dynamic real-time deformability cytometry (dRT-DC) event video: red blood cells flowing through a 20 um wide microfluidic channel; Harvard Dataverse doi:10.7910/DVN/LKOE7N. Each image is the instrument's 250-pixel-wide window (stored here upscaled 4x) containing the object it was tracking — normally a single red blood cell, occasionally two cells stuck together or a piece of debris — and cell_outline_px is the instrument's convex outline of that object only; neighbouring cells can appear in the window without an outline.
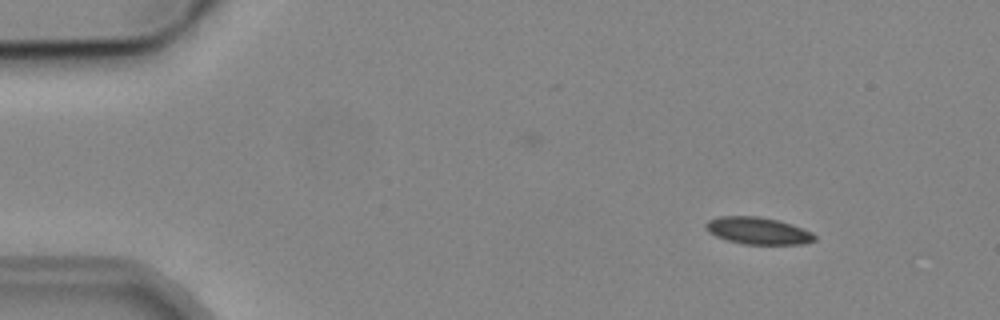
{"species": "common noctule bat (a hibernating species)", "species_latin": "Nyctalus noctula", "temperature_condition": "cold", "stored_images_in_passage": 3, "camera_frame_rate_fps": 3000, "um_per_image_px": 0.085, "animal": {"sex": "male", "body_mass_g": 19.2, "forearm_length_mm": 51.8}, "frame": {"image": 1, "passage_image": 1, "time_ms": 0.0, "image_size_px": [1000, 320], "cell_outline_px": [[816, 240], [804, 244], [744, 244], [728, 240], [716, 236], [708, 232], [704, 228], [704, 224], [708, 220], [720, 216], [760, 216], [780, 220], [804, 228], [812, 232], [816, 236]], "centroid_in_image_um": [64.44, 19.6], "position_along_channel_um": 20.6, "area_um2": 17.4}}